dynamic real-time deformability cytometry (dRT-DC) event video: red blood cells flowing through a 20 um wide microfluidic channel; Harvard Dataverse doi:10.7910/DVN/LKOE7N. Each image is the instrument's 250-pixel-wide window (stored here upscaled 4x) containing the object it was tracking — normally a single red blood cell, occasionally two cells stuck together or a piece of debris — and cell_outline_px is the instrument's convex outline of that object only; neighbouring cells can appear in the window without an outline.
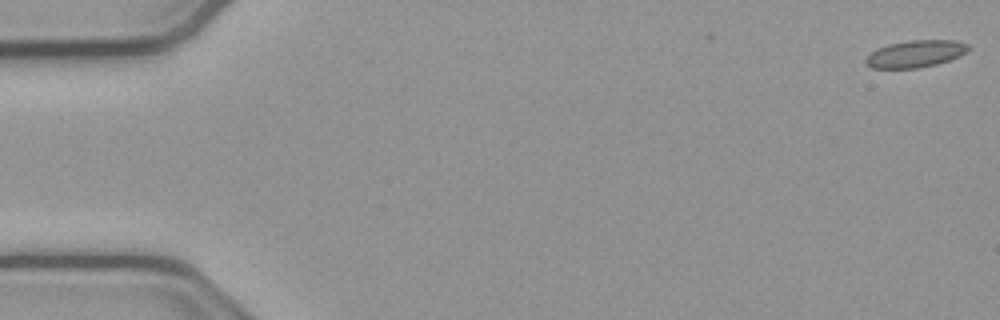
{"species": "common noctule bat (a hibernating species)", "species_latin": "Nyctalus noctula", "temperature_condition": "cold", "stored_images_in_passage": 54, "camera_frame_rate_fps": 3000, "um_per_image_px": 0.085, "animal": {"sex": "male", "body_mass_g": 23.1, "forearm_length_mm": 52.7}, "frame": {"image": 1, "passage_image": 1, "time_ms": 0.0, "image_size_px": [1000, 320], "cell_outline_px": [[972, 48], [968, 52], [960, 56], [936, 64], [920, 68], [872, 68], [864, 64], [864, 60], [876, 48], [888, 44], [908, 40], [956, 40], [968, 44]], "centroid_in_image_um": [77.83, 4.57], "position_along_channel_um": 7.2, "area_um2": 16.42}}
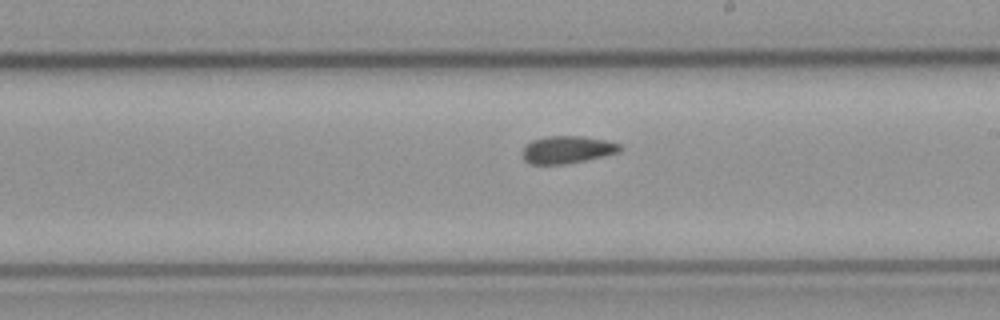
{"frame": {"image": 2, "passage_image": 31, "time_ms": 10.0, "image_size_px": [1000, 320], "cell_outline_px": [[624, 148], [620, 152], [604, 156], [564, 164], [532, 164], [524, 160], [524, 148], [532, 140], [548, 136], [584, 136], [608, 140], [620, 144]], "centroid_in_image_um": [48.29, 12.71], "position_along_channel_um": 240.7, "area_um2": 15.55}}
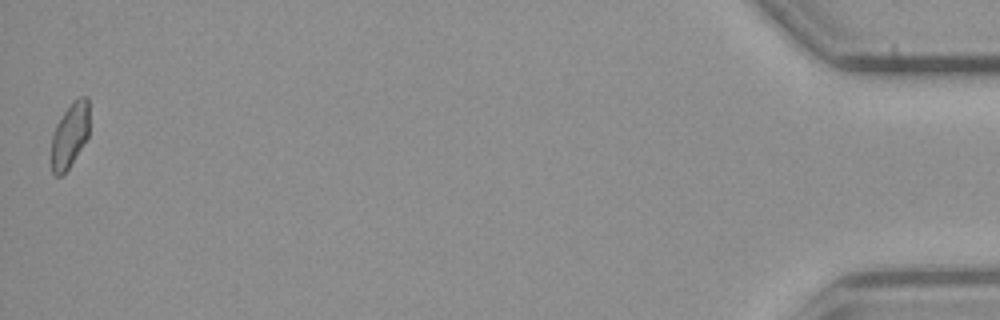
{"frame": {"image": 3, "passage_image": 54, "time_ms": 17.667, "image_size_px": [1000, 320], "cell_outline_px": [[88, 136], [68, 168], [60, 176], [56, 176], [52, 172], [52, 136], [56, 124], [64, 112], [80, 96], [88, 96]], "centroid_in_image_um": [5.93, 11.49], "position_along_channel_um": 429.3, "area_um2": 13.87}, "authors_computed_cell_mechanics": {"area_um2": 15.7216, "velocity_mm_per_s": 3.7912, "shape_relaxation_time_tau1_ms": null, "shape_relaxation_time_tau2_ms": 3.3808, "deformation_change_tau1": null, "deformation_change_tau2": 0.0921}}